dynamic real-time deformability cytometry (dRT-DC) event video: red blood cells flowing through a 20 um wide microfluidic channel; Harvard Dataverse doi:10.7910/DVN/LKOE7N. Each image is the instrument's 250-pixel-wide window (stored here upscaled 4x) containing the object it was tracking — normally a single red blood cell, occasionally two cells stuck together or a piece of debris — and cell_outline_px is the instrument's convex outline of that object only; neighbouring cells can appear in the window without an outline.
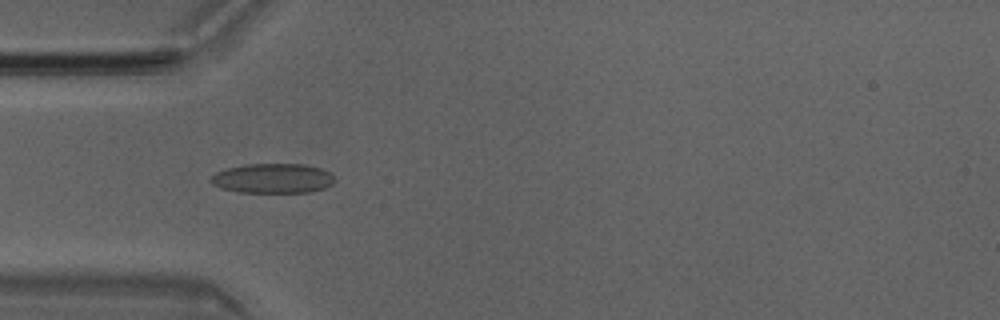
{"species": "Egyptian fruit bat (a non-hibernating species)", "species_latin": "Rousettus aegyptiacus", "temperature_condition": "room temperature", "stored_images_in_passage": 43, "camera_frame_rate_fps": 3000, "um_per_image_px": 0.085, "animal": {"sex": "male"}, "frame": {"image": 1, "passage_image": 15, "time_ms": 4.667, "image_size_px": [1000, 320], "cell_outline_px": [[336, 180], [332, 184], [324, 188], [308, 192], [240, 192], [220, 188], [212, 184], [208, 180], [216, 172], [228, 168], [244, 164], [304, 164], [320, 168], [328, 172]], "centroid_in_image_um": [23.16, 15.16], "position_along_channel_um": 61.8, "area_um2": 21.39}}
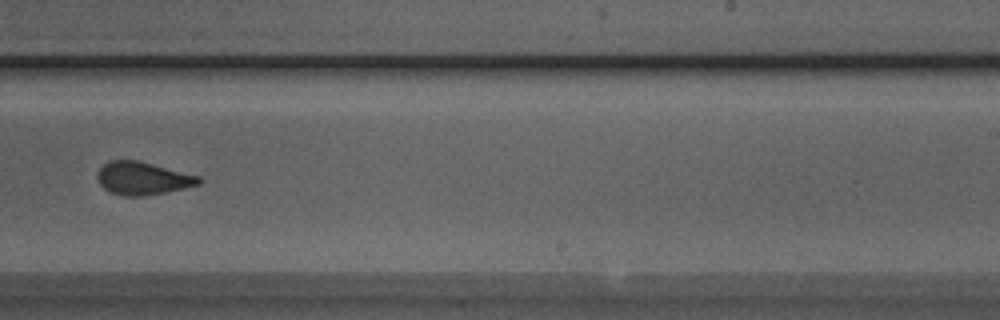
{"frame": {"image": 2, "passage_image": 31, "time_ms": 10.0, "image_size_px": [1000, 320], "cell_outline_px": [[204, 180], [200, 184], [184, 188], [144, 196], [124, 196], [112, 192], [104, 188], [100, 184], [96, 176], [96, 172], [104, 164], [112, 160], [140, 160], [200, 176]], "centroid_in_image_um": [12.15, 15.14], "position_along_channel_um": 276.9, "area_um2": 19.54}}
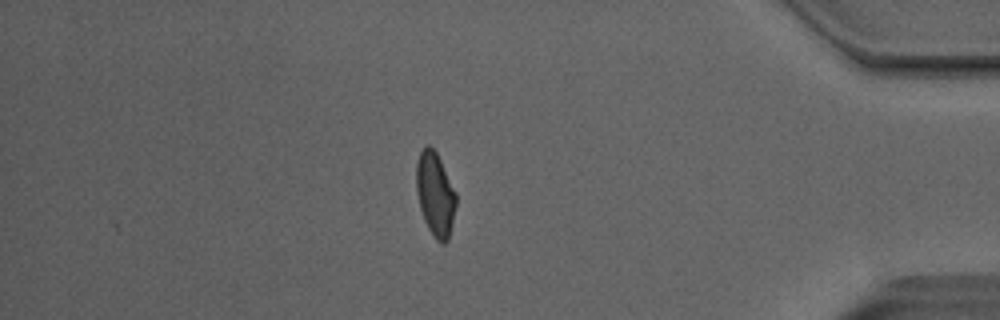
{"frame": {"image": 3, "passage_image": 43, "time_ms": 14.0, "image_size_px": [1000, 320], "cell_outline_px": [[456, 204], [452, 224], [448, 240], [444, 244], [440, 244], [436, 240], [428, 228], [424, 220], [420, 208], [416, 192], [416, 164], [420, 152], [428, 144], [436, 152], [456, 192]], "centroid_in_image_um": [36.99, 16.54], "position_along_channel_um": 398.2, "area_um2": 19.36}, "authors_computed_cell_mechanics": {"area_um2": 20.4034, "velocity_mm_per_s": 4.0465, "shape_relaxation_time_tau1_ms": 6.2191, "shape_relaxation_time_tau2_ms": 1.7202, "deformation_change_tau1": 0.1568, "deformation_change_tau2": 0.0587}}